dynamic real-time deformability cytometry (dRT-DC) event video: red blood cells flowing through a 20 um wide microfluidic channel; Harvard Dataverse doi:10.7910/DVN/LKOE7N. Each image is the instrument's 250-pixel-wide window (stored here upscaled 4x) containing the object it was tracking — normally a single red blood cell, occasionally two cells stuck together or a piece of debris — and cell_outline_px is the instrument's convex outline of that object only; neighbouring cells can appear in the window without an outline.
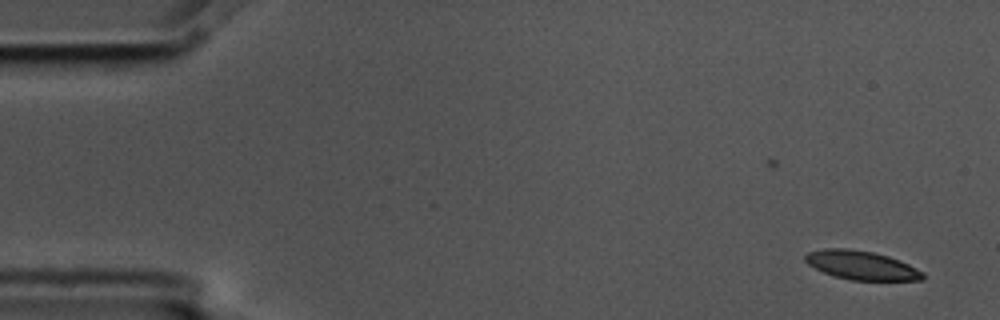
{"species": "common noctule bat (a hibernating species)", "species_latin": "Nyctalus noctula", "temperature_condition": "cold", "stored_images_in_passage": 7, "camera_frame_rate_fps": 3000, "um_per_image_px": 0.085, "animal": {"sex": "male", "body_mass_g": 17.5, "forearm_length_mm": 52.3}, "frame": {"image": 1, "passage_image": 1, "time_ms": 0.0, "image_size_px": [1000, 320], "cell_outline_px": [[924, 280], [852, 280], [836, 276], [824, 272], [808, 264], [804, 260], [804, 256], [808, 252], [824, 248], [848, 248], [872, 252], [888, 256], [900, 260], [924, 272]], "centroid_in_image_um": [73.23, 22.54], "position_along_channel_um": 11.8, "area_um2": 19.65}}
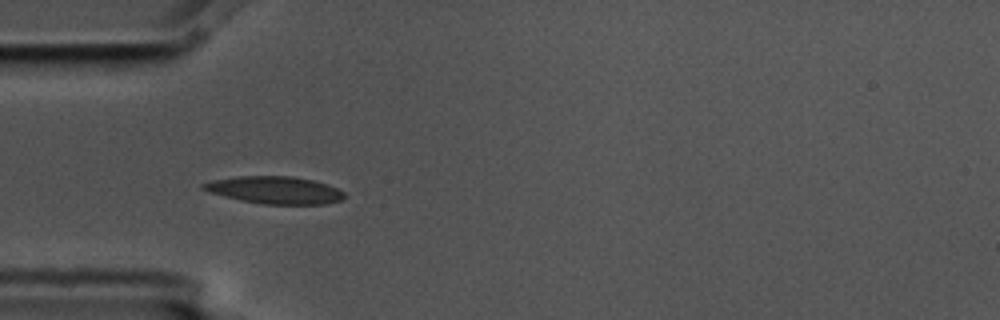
{"frame": {"image": 2, "passage_image": 5, "time_ms": 1.333, "image_size_px": [1000, 320], "cell_outline_px": [[344, 196], [340, 200], [324, 204], [264, 204], [240, 200], [224, 196], [200, 188], [200, 184], [212, 180], [236, 176], [292, 176], [312, 180], [328, 184], [344, 192]], "centroid_in_image_um": [23.34, 16.15], "position_along_channel_um": 61.7, "area_um2": 22.37}}